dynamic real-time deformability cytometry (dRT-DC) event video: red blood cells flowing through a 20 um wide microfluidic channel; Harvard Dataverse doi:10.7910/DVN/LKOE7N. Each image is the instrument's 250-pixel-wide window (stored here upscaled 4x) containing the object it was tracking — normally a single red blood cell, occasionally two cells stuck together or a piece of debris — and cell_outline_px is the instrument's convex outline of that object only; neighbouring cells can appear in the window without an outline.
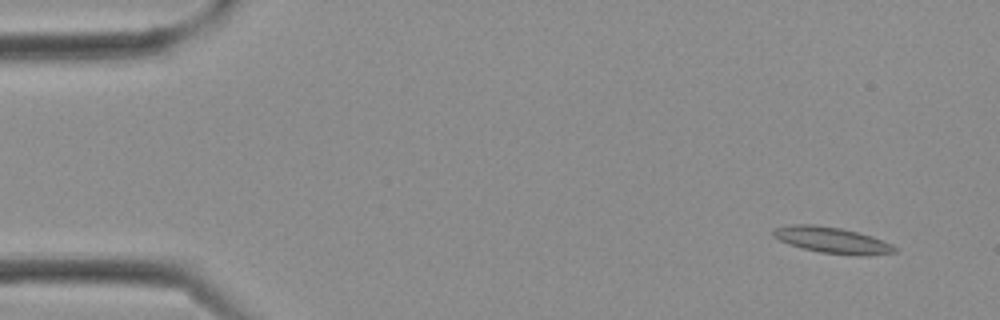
{"species": "Egyptian fruit bat (a non-hibernating species)", "species_latin": "Rousettus aegyptiacus", "temperature_condition": "cold", "stored_images_in_passage": 17, "camera_frame_rate_fps": 3000, "um_per_image_px": 0.085, "frame": {"image": 1, "passage_image": 1, "time_ms": 0.0, "image_size_px": [1000, 320], "cell_outline_px": [[896, 252], [868, 256], [856, 256], [820, 252], [788, 244], [772, 236], [772, 232], [776, 228], [792, 224], [816, 224], [840, 228], [872, 236], [892, 244], [896, 248]], "centroid_in_image_um": [70.74, 20.42], "position_along_channel_um": 14.3, "area_um2": 18.5}}
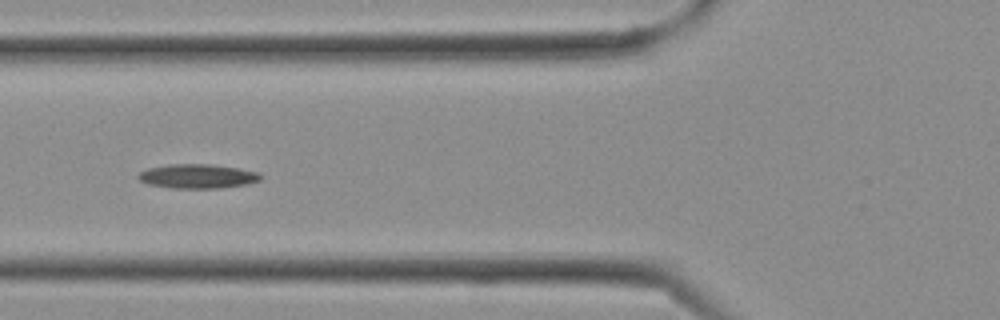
{"frame": {"image": 2, "passage_image": 10, "time_ms": 3.0, "image_size_px": [1000, 320], "cell_outline_px": [[264, 176], [260, 180], [248, 184], [220, 188], [172, 188], [148, 184], [140, 180], [136, 176], [140, 172], [148, 168], [168, 164], [208, 164], [236, 168], [260, 172]], "centroid_in_image_um": [16.81, 14.98], "position_along_channel_um": 109.0, "area_um2": 17.34}}
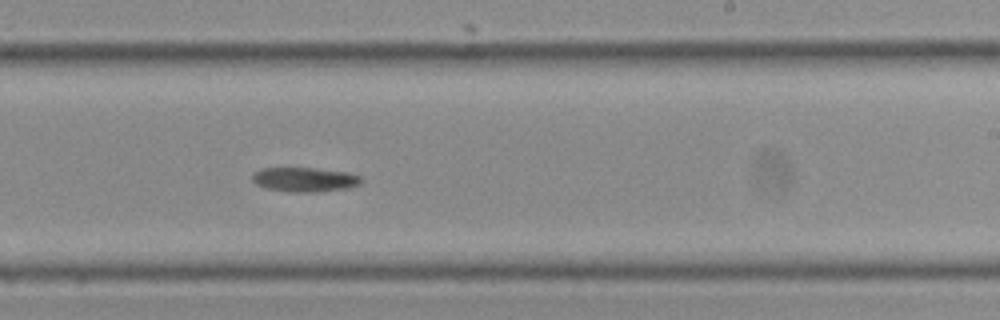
{"frame": {"image": 3, "passage_image": 17, "time_ms": 5.333, "image_size_px": [1000, 320], "cell_outline_px": [[360, 184], [348, 188], [312, 192], [288, 192], [268, 188], [256, 184], [252, 180], [252, 172], [260, 168], [316, 168], [348, 172], [360, 176]], "centroid_in_image_um": [25.86, 15.25], "position_along_channel_um": 263.1, "area_um2": 15.49}}